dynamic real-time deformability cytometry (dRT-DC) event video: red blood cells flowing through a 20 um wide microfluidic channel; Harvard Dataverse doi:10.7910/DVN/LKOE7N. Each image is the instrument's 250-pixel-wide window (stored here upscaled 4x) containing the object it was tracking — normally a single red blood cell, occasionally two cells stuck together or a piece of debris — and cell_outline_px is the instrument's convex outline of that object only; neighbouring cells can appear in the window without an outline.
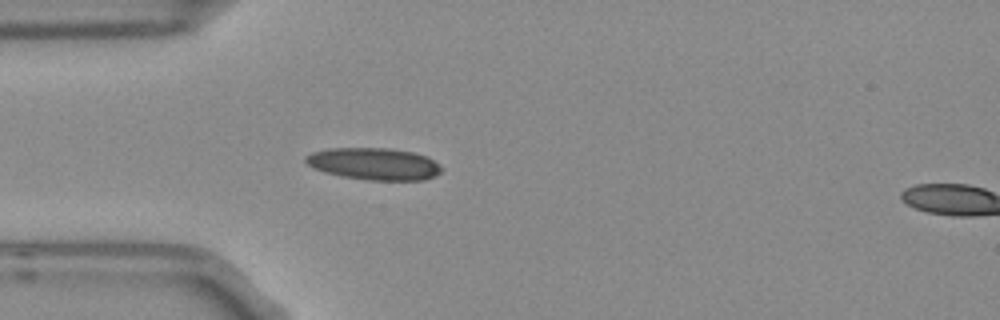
{"species": "Egyptian fruit bat (a non-hibernating species)", "species_latin": "Rousettus aegyptiacus", "temperature_condition": "room temperature", "stored_images_in_passage": 6, "segment_of_instrument_passage": [1, 2], "camera_frame_rate_fps": 3000, "um_per_image_px": 0.085, "frame": {"image": 1, "passage_image": 5, "time_ms": 1.333, "image_size_px": [1000, 320], "cell_outline_px": [[444, 168], [440, 172], [424, 180], [368, 180], [340, 176], [324, 172], [312, 168], [304, 160], [304, 156], [312, 152], [328, 148], [388, 148], [412, 152], [428, 156], [440, 164]], "centroid_in_image_um": [31.78, 13.92], "position_along_channel_um": 53.2, "area_um2": 25.55}}